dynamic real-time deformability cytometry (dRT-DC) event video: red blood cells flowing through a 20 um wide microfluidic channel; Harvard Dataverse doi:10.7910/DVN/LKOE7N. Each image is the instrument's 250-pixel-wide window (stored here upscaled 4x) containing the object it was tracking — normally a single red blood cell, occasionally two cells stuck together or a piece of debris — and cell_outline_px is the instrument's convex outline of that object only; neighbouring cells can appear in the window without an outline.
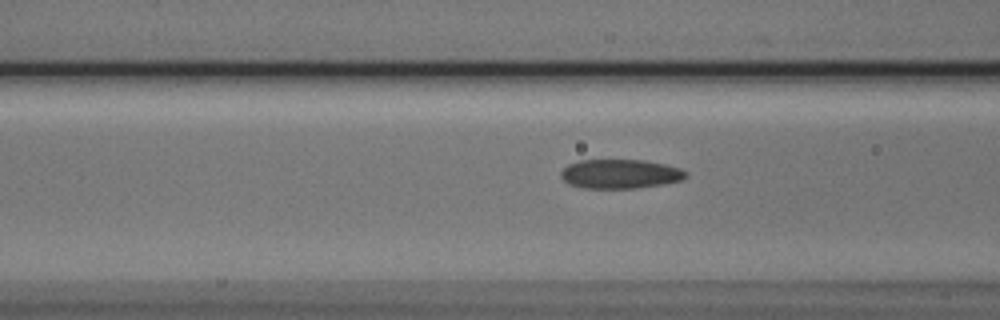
{"species": "Egyptian fruit bat (a non-hibernating species)", "species_latin": "Rousettus aegyptiacus", "temperature_condition": "cold", "stored_images_in_passage": 34, "camera_frame_rate_fps": 3000, "um_per_image_px": 0.085, "animal": {"sex": "male"}, "frame": {"image": 1, "passage_image": 5, "time_ms": 1.333, "image_size_px": [1000, 320], "cell_outline_px": [[688, 176], [680, 180], [664, 184], [636, 188], [584, 188], [568, 184], [560, 176], [560, 172], [568, 164], [580, 160], [644, 160], [664, 164], [680, 168], [688, 172]], "centroid_in_image_um": [52.71, 14.78], "position_along_channel_um": 113.9, "area_um2": 21.33}}
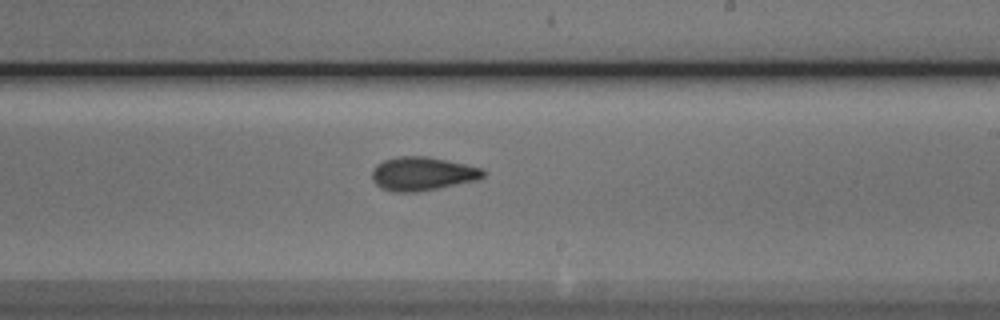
{"frame": {"image": 2, "passage_image": 16, "time_ms": 5.0, "image_size_px": [1000, 320], "cell_outline_px": [[484, 176], [476, 180], [416, 192], [392, 192], [380, 188], [372, 180], [372, 172], [376, 164], [384, 160], [400, 156], [428, 156], [464, 164], [480, 168], [484, 172]], "centroid_in_image_um": [35.84, 14.77], "position_along_channel_um": 253.2, "area_um2": 21.56}}
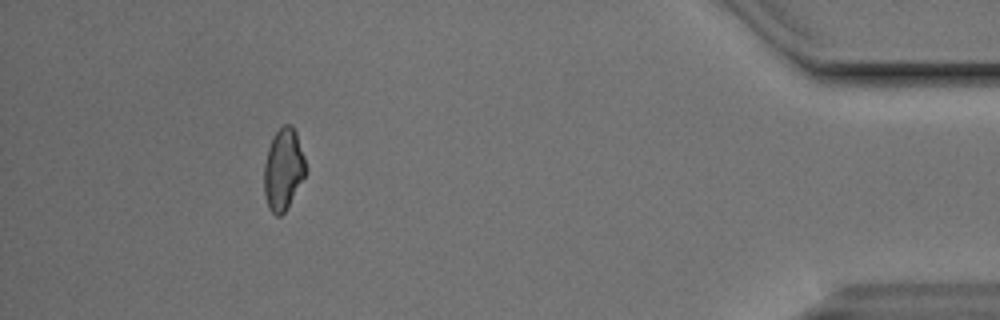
{"frame": {"image": 3, "passage_image": 33, "time_ms": 10.667, "image_size_px": [1000, 320], "cell_outline_px": [[308, 168], [304, 176], [284, 212], [280, 216], [276, 216], [268, 208], [264, 196], [264, 164], [268, 148], [272, 136], [284, 124], [292, 124], [296, 132]], "centroid_in_image_um": [24.07, 14.37], "position_along_channel_um": 411.1, "area_um2": 19.77}}